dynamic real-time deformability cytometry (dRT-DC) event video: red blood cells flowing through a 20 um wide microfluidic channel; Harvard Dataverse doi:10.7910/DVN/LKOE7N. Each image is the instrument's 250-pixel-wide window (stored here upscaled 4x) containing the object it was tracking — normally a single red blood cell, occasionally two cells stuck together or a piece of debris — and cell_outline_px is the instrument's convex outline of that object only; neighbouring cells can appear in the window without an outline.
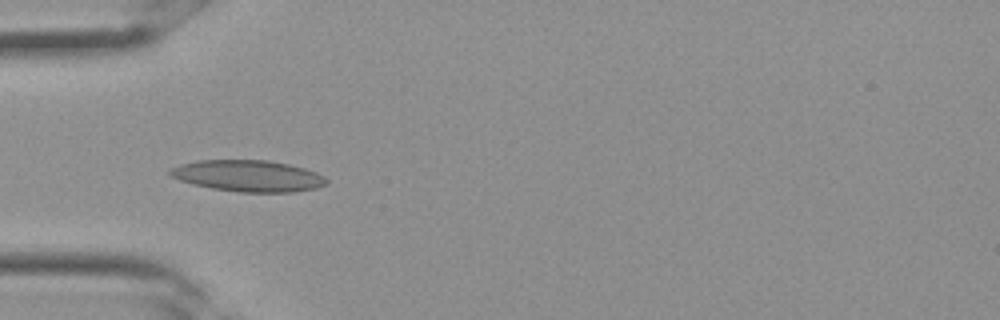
{"species": "Egyptian fruit bat (a non-hibernating species)", "species_latin": "Rousettus aegyptiacus", "temperature_condition": "room temperature", "stored_images_in_passage": 24, "camera_frame_rate_fps": 3000, "um_per_image_px": 0.085, "frame": {"image": 1, "passage_image": 3, "time_ms": 0.667, "image_size_px": [1000, 320], "cell_outline_px": [[328, 184], [316, 188], [292, 192], [240, 192], [212, 188], [192, 184], [180, 180], [172, 176], [168, 172], [172, 168], [180, 164], [196, 160], [268, 160], [288, 164], [304, 168], [316, 172], [324, 176], [328, 180]], "centroid_in_image_um": [21.11, 14.95], "position_along_channel_um": 63.9, "area_um2": 28.61}}
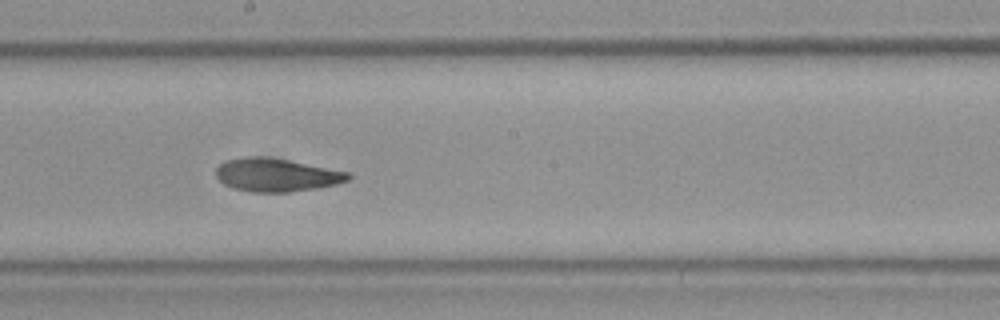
{"frame": {"image": 2, "passage_image": 11, "time_ms": 3.333, "image_size_px": [1000, 320], "cell_outline_px": [[352, 176], [348, 180], [336, 184], [316, 188], [288, 192], [252, 192], [232, 188], [224, 184], [216, 176], [216, 168], [224, 160], [248, 156], [260, 156], [288, 160], [348, 172]], "centroid_in_image_um": [23.46, 14.87], "position_along_channel_um": 224.7, "area_um2": 25.43}}
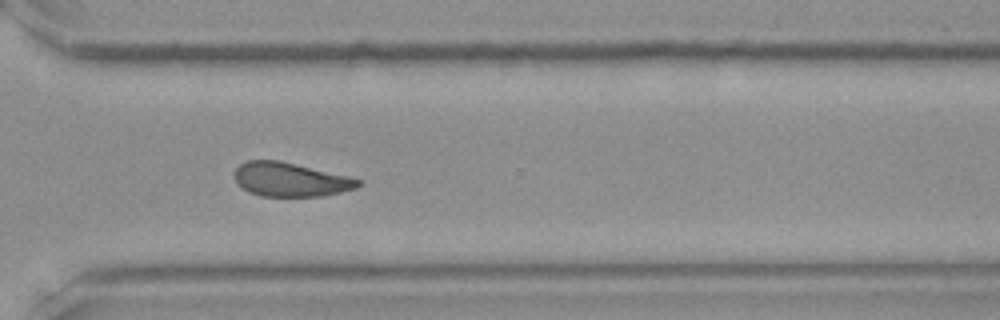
{"frame": {"image": 3, "passage_image": 17, "time_ms": 5.333, "image_size_px": [1000, 320], "cell_outline_px": [[364, 184], [356, 188], [340, 192], [320, 196], [260, 196], [236, 184], [236, 168], [240, 164], [248, 160], [280, 160], [348, 176], [364, 180]], "centroid_in_image_um": [24.74, 15.25], "position_along_channel_um": 345.9, "area_um2": 24.39}}